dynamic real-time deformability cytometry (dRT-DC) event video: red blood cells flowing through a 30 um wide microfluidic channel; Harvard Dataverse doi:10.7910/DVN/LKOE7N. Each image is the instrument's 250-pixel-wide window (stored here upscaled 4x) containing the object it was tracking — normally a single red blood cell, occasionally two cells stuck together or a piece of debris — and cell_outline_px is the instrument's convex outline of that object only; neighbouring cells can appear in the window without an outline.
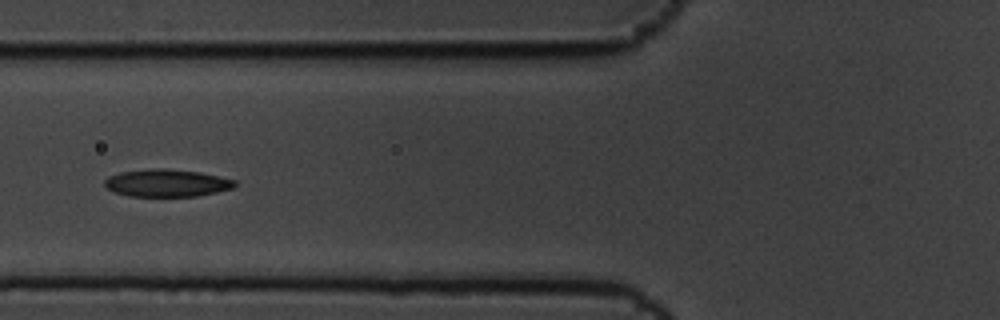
{"species": "common noctule bat (a hibernating species)", "species_latin": "Nyctalus noctula", "temperature_condition": "cold", "stored_images_in_passage": 14, "camera_frame_rate_fps": 3000, "um_per_image_px": 0.085, "animal": {"sex": "male", "body_mass_g": 19.5, "forearm_length_mm": 54.6}, "frame": {"image": 1, "passage_image": 5, "time_ms": 1.333, "image_size_px": [1000, 320], "cell_outline_px": [[236, 184], [232, 188], [216, 192], [196, 196], [128, 196], [116, 192], [108, 188], [104, 184], [104, 180], [108, 176], [120, 172], [148, 168], [164, 168], [200, 172], [236, 180]], "centroid_in_image_um": [14.16, 15.54], "position_along_channel_um": 111.6, "area_um2": 20.81}}
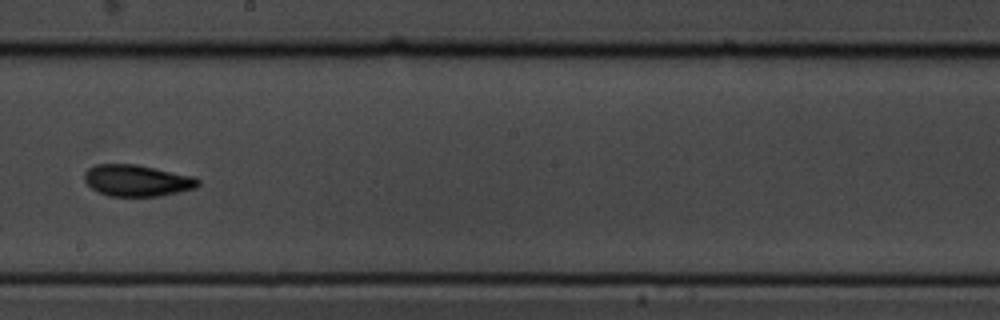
{"frame": {"image": 2, "passage_image": 8, "time_ms": 2.333, "image_size_px": [1000, 320], "cell_outline_px": [[200, 184], [196, 188], [180, 192], [160, 196], [108, 196], [96, 192], [84, 180], [84, 172], [88, 168], [96, 164], [136, 164], [196, 176], [200, 180]], "centroid_in_image_um": [11.67, 15.34], "position_along_channel_um": 236.5, "area_um2": 21.21}}
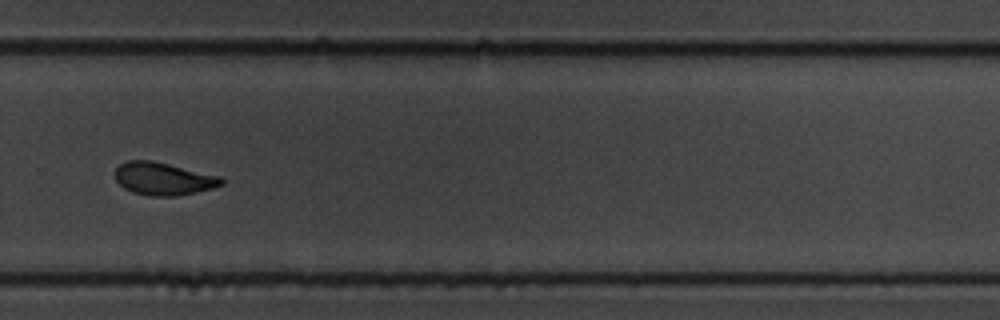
{"frame": {"image": 3, "passage_image": 10, "time_ms": 3.0, "image_size_px": [1000, 320], "cell_outline_px": [[224, 184], [212, 188], [176, 196], [152, 196], [132, 192], [124, 188], [116, 180], [116, 168], [120, 164], [128, 160], [152, 160], [220, 176], [224, 180]], "centroid_in_image_um": [13.88, 15.19], "position_along_channel_um": 315.9, "area_um2": 20.11}}